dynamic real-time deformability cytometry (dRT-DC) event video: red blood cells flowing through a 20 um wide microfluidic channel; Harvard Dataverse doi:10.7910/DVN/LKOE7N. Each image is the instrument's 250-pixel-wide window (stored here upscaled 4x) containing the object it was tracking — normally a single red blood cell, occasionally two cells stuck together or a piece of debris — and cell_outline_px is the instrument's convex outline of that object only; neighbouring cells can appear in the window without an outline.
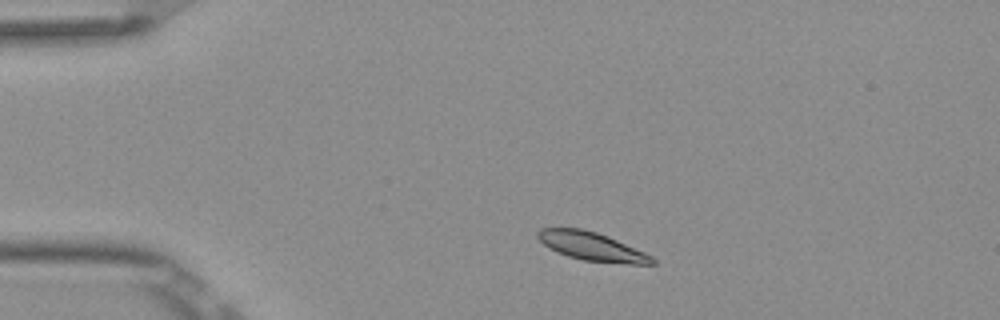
{"species": "Egyptian fruit bat (a non-hibernating species)", "species_latin": "Rousettus aegyptiacus", "temperature_condition": "room temperature", "stored_images_in_passage": 3, "camera_frame_rate_fps": 3000, "um_per_image_px": 0.085, "frame": {"image": 1, "passage_image": 1, "time_ms": 0.0, "image_size_px": [1000, 320], "cell_outline_px": [[656, 264], [628, 264], [584, 260], [568, 256], [556, 252], [548, 248], [536, 236], [536, 232], [540, 228], [580, 228], [596, 232], [608, 236], [644, 252], [652, 256], [656, 260]], "centroid_in_image_um": [50.29, 20.94], "position_along_channel_um": 34.7, "area_um2": 18.96}}
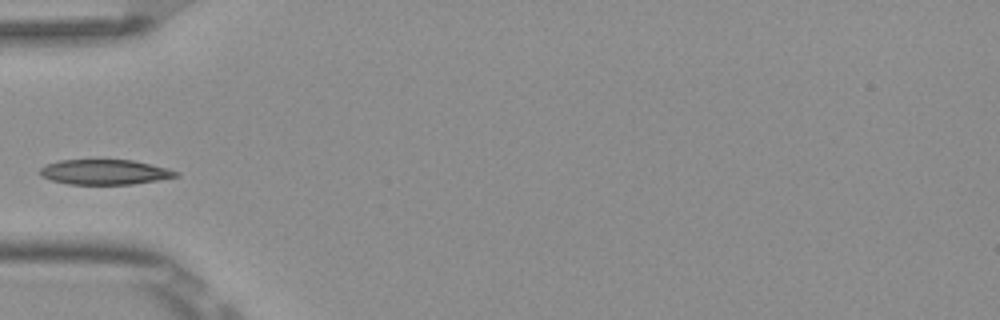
{"frame": {"image": 2, "passage_image": 3, "time_ms": 0.667, "image_size_px": [1000, 320], "cell_outline_px": [[180, 176], [132, 184], [68, 184], [52, 180], [40, 176], [40, 168], [48, 164], [60, 160], [132, 160], [168, 168], [180, 172]], "centroid_in_image_um": [8.92, 14.62], "position_along_channel_um": 76.1, "area_um2": 19.71}}